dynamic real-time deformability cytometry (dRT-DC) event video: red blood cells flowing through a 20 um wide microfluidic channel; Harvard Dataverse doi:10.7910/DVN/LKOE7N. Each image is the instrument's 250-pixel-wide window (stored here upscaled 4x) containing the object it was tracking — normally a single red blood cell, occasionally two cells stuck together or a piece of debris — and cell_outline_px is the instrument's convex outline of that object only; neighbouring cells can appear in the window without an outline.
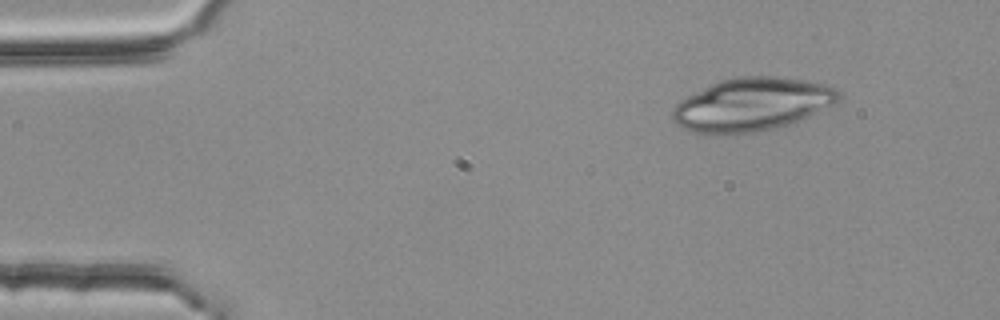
{"species": "common noctule bat (a hibernating species)", "species_latin": "Nyctalus noctula", "temperature_condition": "room temperature", "stored_images_in_passage": 3, "camera_frame_rate_fps": 3000, "um_per_image_px": 0.085, "animal": {"sex": "female", "body_mass_g": 25.1}, "frame": {"image": 1, "passage_image": 1, "time_ms": 0.0, "image_size_px": [1000, 320], "cell_outline_px": [[840, 100], [836, 104], [788, 124], [756, 132], [724, 136], [692, 132], [676, 124], [672, 120], [672, 108], [680, 100], [720, 80], [740, 76], [772, 76], [804, 80], [836, 88], [840, 92]], "centroid_in_image_um": [63.88, 8.9], "position_along_channel_um": 21.1, "area_um2": 51.44}}